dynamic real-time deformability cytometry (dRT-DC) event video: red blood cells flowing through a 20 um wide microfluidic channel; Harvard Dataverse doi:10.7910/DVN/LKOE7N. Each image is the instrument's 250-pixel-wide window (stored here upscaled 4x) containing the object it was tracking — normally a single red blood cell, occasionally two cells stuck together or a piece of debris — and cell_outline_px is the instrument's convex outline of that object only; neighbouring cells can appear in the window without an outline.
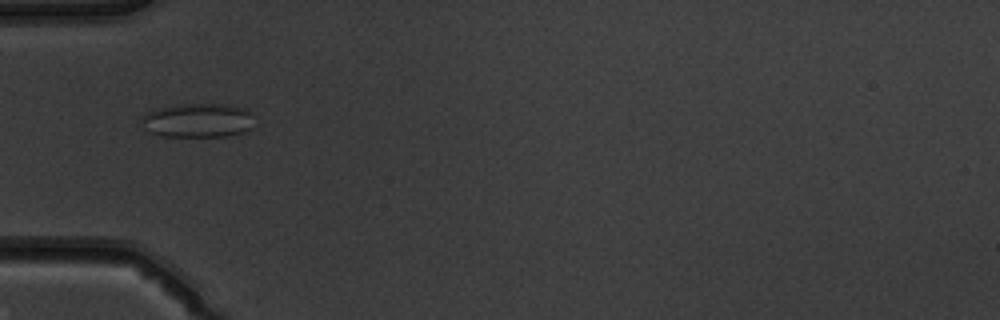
{"species": "common noctule bat (a hibernating species)", "species_latin": "Nyctalus noctula", "temperature_condition": "warm", "stored_images_in_passage": 52, "camera_frame_rate_fps": 3000, "um_per_image_px": 0.085, "animal": {"sex": "male", "body_mass_g": 19.5, "forearm_length_mm": 54.6}, "frame": {"image": 1, "passage_image": 18, "time_ms": 5.667, "image_size_px": [1000, 320], "cell_outline_px": [[252, 128], [244, 132], [228, 136], [160, 136], [148, 132], [144, 128], [144, 116], [148, 112], [160, 108], [176, 104], [228, 104], [244, 108], [252, 112]], "centroid_in_image_um": [16.86, 10.23], "position_along_channel_um": 68.1, "area_um2": 22.43}}
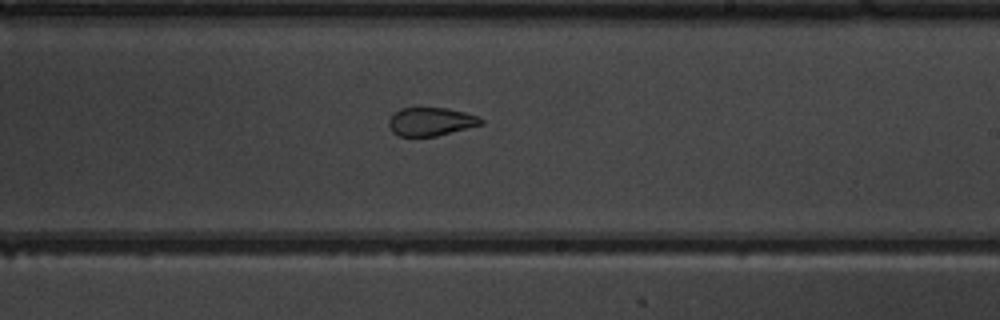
{"frame": {"image": 2, "passage_image": 32, "time_ms": 10.333, "image_size_px": [1000, 320], "cell_outline_px": [[484, 124], [436, 136], [400, 136], [392, 132], [388, 124], [388, 120], [400, 108], [448, 108], [480, 116], [484, 120]], "centroid_in_image_um": [36.66, 10.34], "position_along_channel_um": 252.3, "area_um2": 15.26}}
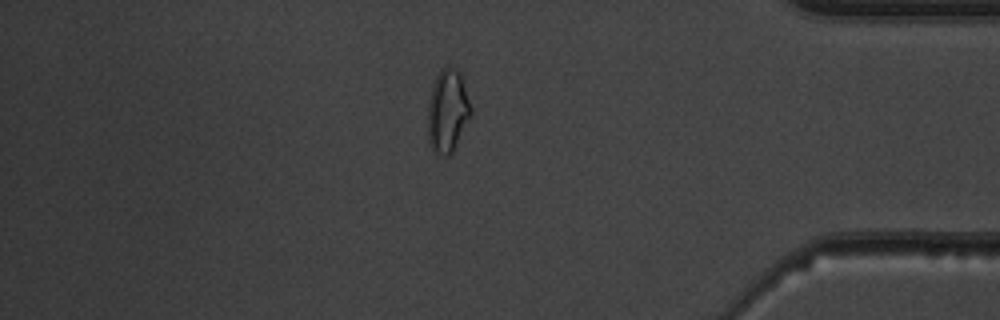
{"frame": {"image": 3, "passage_image": 45, "time_ms": 14.667, "image_size_px": [1000, 320], "cell_outline_px": [[472, 112], [452, 152], [448, 156], [444, 156], [436, 152], [428, 144], [428, 100], [436, 76], [440, 68], [448, 64], [456, 68], [460, 72], [472, 108]], "centroid_in_image_um": [38.04, 9.38], "position_along_channel_um": 397.2, "area_um2": 20.87}, "authors_computed_cell_mechanics": {"area_um2": 20.1144, "velocity_mm_per_s": 3.9682, "shape_relaxation_time_tau1_ms": null, "shape_relaxation_time_tau2_ms": 1.4069, "deformation_change_tau1": null, "deformation_change_tau2": 0.0696}}